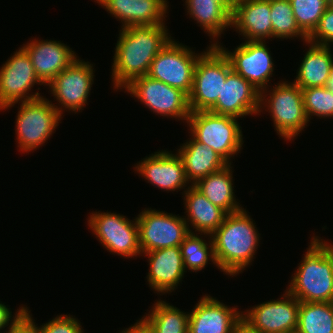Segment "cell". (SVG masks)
<instances>
[{
    "label": "cell",
    "instance_id": "cell-11",
    "mask_svg": "<svg viewBox=\"0 0 333 333\" xmlns=\"http://www.w3.org/2000/svg\"><path fill=\"white\" fill-rule=\"evenodd\" d=\"M35 84L46 86L36 75L26 50L19 47L0 68V111L42 97L38 91L32 92Z\"/></svg>",
    "mask_w": 333,
    "mask_h": 333
},
{
    "label": "cell",
    "instance_id": "cell-16",
    "mask_svg": "<svg viewBox=\"0 0 333 333\" xmlns=\"http://www.w3.org/2000/svg\"><path fill=\"white\" fill-rule=\"evenodd\" d=\"M142 160L133 168L137 171L136 174L144 177L145 181L156 188L169 192L181 189L185 191L190 187L183 160L177 152L173 154L171 151L160 150Z\"/></svg>",
    "mask_w": 333,
    "mask_h": 333
},
{
    "label": "cell",
    "instance_id": "cell-32",
    "mask_svg": "<svg viewBox=\"0 0 333 333\" xmlns=\"http://www.w3.org/2000/svg\"><path fill=\"white\" fill-rule=\"evenodd\" d=\"M299 28L309 37L317 28L330 0H289Z\"/></svg>",
    "mask_w": 333,
    "mask_h": 333
},
{
    "label": "cell",
    "instance_id": "cell-34",
    "mask_svg": "<svg viewBox=\"0 0 333 333\" xmlns=\"http://www.w3.org/2000/svg\"><path fill=\"white\" fill-rule=\"evenodd\" d=\"M81 322L72 315H57L47 323L37 326L38 333H84Z\"/></svg>",
    "mask_w": 333,
    "mask_h": 333
},
{
    "label": "cell",
    "instance_id": "cell-25",
    "mask_svg": "<svg viewBox=\"0 0 333 333\" xmlns=\"http://www.w3.org/2000/svg\"><path fill=\"white\" fill-rule=\"evenodd\" d=\"M188 139L177 149V153L183 160L185 175L191 185L228 165L211 147L200 143L192 136Z\"/></svg>",
    "mask_w": 333,
    "mask_h": 333
},
{
    "label": "cell",
    "instance_id": "cell-23",
    "mask_svg": "<svg viewBox=\"0 0 333 333\" xmlns=\"http://www.w3.org/2000/svg\"><path fill=\"white\" fill-rule=\"evenodd\" d=\"M182 193L186 210L184 213H187L183 217L190 233L211 235L224 222L228 213L212 204L194 185Z\"/></svg>",
    "mask_w": 333,
    "mask_h": 333
},
{
    "label": "cell",
    "instance_id": "cell-43",
    "mask_svg": "<svg viewBox=\"0 0 333 333\" xmlns=\"http://www.w3.org/2000/svg\"><path fill=\"white\" fill-rule=\"evenodd\" d=\"M234 5L241 2V1H245V0H230Z\"/></svg>",
    "mask_w": 333,
    "mask_h": 333
},
{
    "label": "cell",
    "instance_id": "cell-41",
    "mask_svg": "<svg viewBox=\"0 0 333 333\" xmlns=\"http://www.w3.org/2000/svg\"><path fill=\"white\" fill-rule=\"evenodd\" d=\"M327 87H328V88L332 91V93H333V70H332L331 76H330V78H329V81H328Z\"/></svg>",
    "mask_w": 333,
    "mask_h": 333
},
{
    "label": "cell",
    "instance_id": "cell-15",
    "mask_svg": "<svg viewBox=\"0 0 333 333\" xmlns=\"http://www.w3.org/2000/svg\"><path fill=\"white\" fill-rule=\"evenodd\" d=\"M299 306L300 301L285 290L279 299H272L243 311L242 319L260 333L296 331Z\"/></svg>",
    "mask_w": 333,
    "mask_h": 333
},
{
    "label": "cell",
    "instance_id": "cell-39",
    "mask_svg": "<svg viewBox=\"0 0 333 333\" xmlns=\"http://www.w3.org/2000/svg\"><path fill=\"white\" fill-rule=\"evenodd\" d=\"M234 333H260L258 330L253 329L243 319L236 325Z\"/></svg>",
    "mask_w": 333,
    "mask_h": 333
},
{
    "label": "cell",
    "instance_id": "cell-8",
    "mask_svg": "<svg viewBox=\"0 0 333 333\" xmlns=\"http://www.w3.org/2000/svg\"><path fill=\"white\" fill-rule=\"evenodd\" d=\"M88 226L101 245L112 254L124 258L142 256L138 222L116 212L95 211L88 216Z\"/></svg>",
    "mask_w": 333,
    "mask_h": 333
},
{
    "label": "cell",
    "instance_id": "cell-38",
    "mask_svg": "<svg viewBox=\"0 0 333 333\" xmlns=\"http://www.w3.org/2000/svg\"><path fill=\"white\" fill-rule=\"evenodd\" d=\"M121 333H154V331L152 327L143 318H141L129 328H124Z\"/></svg>",
    "mask_w": 333,
    "mask_h": 333
},
{
    "label": "cell",
    "instance_id": "cell-27",
    "mask_svg": "<svg viewBox=\"0 0 333 333\" xmlns=\"http://www.w3.org/2000/svg\"><path fill=\"white\" fill-rule=\"evenodd\" d=\"M232 164L223 169L210 173L193 184L214 205L222 208L228 214L243 209L236 200Z\"/></svg>",
    "mask_w": 333,
    "mask_h": 333
},
{
    "label": "cell",
    "instance_id": "cell-36",
    "mask_svg": "<svg viewBox=\"0 0 333 333\" xmlns=\"http://www.w3.org/2000/svg\"><path fill=\"white\" fill-rule=\"evenodd\" d=\"M25 309L26 306H20L12 315L10 308L0 301V333H7L25 314ZM5 327H8L6 328L8 330L2 332L1 330H4Z\"/></svg>",
    "mask_w": 333,
    "mask_h": 333
},
{
    "label": "cell",
    "instance_id": "cell-28",
    "mask_svg": "<svg viewBox=\"0 0 333 333\" xmlns=\"http://www.w3.org/2000/svg\"><path fill=\"white\" fill-rule=\"evenodd\" d=\"M155 301L148 314L142 317L154 333H188L189 312L161 299Z\"/></svg>",
    "mask_w": 333,
    "mask_h": 333
},
{
    "label": "cell",
    "instance_id": "cell-1",
    "mask_svg": "<svg viewBox=\"0 0 333 333\" xmlns=\"http://www.w3.org/2000/svg\"><path fill=\"white\" fill-rule=\"evenodd\" d=\"M165 25H140L120 29L112 63L114 91L147 75L151 62L173 38Z\"/></svg>",
    "mask_w": 333,
    "mask_h": 333
},
{
    "label": "cell",
    "instance_id": "cell-37",
    "mask_svg": "<svg viewBox=\"0 0 333 333\" xmlns=\"http://www.w3.org/2000/svg\"><path fill=\"white\" fill-rule=\"evenodd\" d=\"M26 306L25 314L21 317V319L13 325L11 329L7 333H38L37 327L35 325V320L30 314L31 311Z\"/></svg>",
    "mask_w": 333,
    "mask_h": 333
},
{
    "label": "cell",
    "instance_id": "cell-26",
    "mask_svg": "<svg viewBox=\"0 0 333 333\" xmlns=\"http://www.w3.org/2000/svg\"><path fill=\"white\" fill-rule=\"evenodd\" d=\"M184 1V0H183ZM187 14L211 37V45L218 44V38L231 28V12L215 0H185ZM217 38V39H216ZM217 40V41H216Z\"/></svg>",
    "mask_w": 333,
    "mask_h": 333
},
{
    "label": "cell",
    "instance_id": "cell-22",
    "mask_svg": "<svg viewBox=\"0 0 333 333\" xmlns=\"http://www.w3.org/2000/svg\"><path fill=\"white\" fill-rule=\"evenodd\" d=\"M168 0H108L102 7L119 21L121 28L166 25Z\"/></svg>",
    "mask_w": 333,
    "mask_h": 333
},
{
    "label": "cell",
    "instance_id": "cell-44",
    "mask_svg": "<svg viewBox=\"0 0 333 333\" xmlns=\"http://www.w3.org/2000/svg\"><path fill=\"white\" fill-rule=\"evenodd\" d=\"M283 333H297L296 331H288V332H283Z\"/></svg>",
    "mask_w": 333,
    "mask_h": 333
},
{
    "label": "cell",
    "instance_id": "cell-14",
    "mask_svg": "<svg viewBox=\"0 0 333 333\" xmlns=\"http://www.w3.org/2000/svg\"><path fill=\"white\" fill-rule=\"evenodd\" d=\"M228 57L232 70L249 81L260 92L271 86L274 61L266 41H245L234 51L227 50L221 43L216 44Z\"/></svg>",
    "mask_w": 333,
    "mask_h": 333
},
{
    "label": "cell",
    "instance_id": "cell-18",
    "mask_svg": "<svg viewBox=\"0 0 333 333\" xmlns=\"http://www.w3.org/2000/svg\"><path fill=\"white\" fill-rule=\"evenodd\" d=\"M260 91L233 70L227 75L217 102L208 110L218 115L243 118L259 114Z\"/></svg>",
    "mask_w": 333,
    "mask_h": 333
},
{
    "label": "cell",
    "instance_id": "cell-5",
    "mask_svg": "<svg viewBox=\"0 0 333 333\" xmlns=\"http://www.w3.org/2000/svg\"><path fill=\"white\" fill-rule=\"evenodd\" d=\"M238 118L210 111L191 112L187 125L195 140L211 147L228 164L243 149V134Z\"/></svg>",
    "mask_w": 333,
    "mask_h": 333
},
{
    "label": "cell",
    "instance_id": "cell-42",
    "mask_svg": "<svg viewBox=\"0 0 333 333\" xmlns=\"http://www.w3.org/2000/svg\"><path fill=\"white\" fill-rule=\"evenodd\" d=\"M108 0H94V2L98 3V5L103 6Z\"/></svg>",
    "mask_w": 333,
    "mask_h": 333
},
{
    "label": "cell",
    "instance_id": "cell-13",
    "mask_svg": "<svg viewBox=\"0 0 333 333\" xmlns=\"http://www.w3.org/2000/svg\"><path fill=\"white\" fill-rule=\"evenodd\" d=\"M80 59L78 57L46 85L49 86L54 100L59 102L58 105L52 104L61 115L63 110L67 112V109L69 112H81L87 104L94 83L95 70L93 64Z\"/></svg>",
    "mask_w": 333,
    "mask_h": 333
},
{
    "label": "cell",
    "instance_id": "cell-33",
    "mask_svg": "<svg viewBox=\"0 0 333 333\" xmlns=\"http://www.w3.org/2000/svg\"><path fill=\"white\" fill-rule=\"evenodd\" d=\"M301 90L304 109L309 121L314 115L319 119L333 117V93L327 86Z\"/></svg>",
    "mask_w": 333,
    "mask_h": 333
},
{
    "label": "cell",
    "instance_id": "cell-30",
    "mask_svg": "<svg viewBox=\"0 0 333 333\" xmlns=\"http://www.w3.org/2000/svg\"><path fill=\"white\" fill-rule=\"evenodd\" d=\"M205 235V236H201ZM190 233L180 244L181 255L184 261L185 270L199 272L213 262L217 266L214 254V245L210 234ZM210 238H209V237ZM205 237H208L206 242ZM210 239V241H209Z\"/></svg>",
    "mask_w": 333,
    "mask_h": 333
},
{
    "label": "cell",
    "instance_id": "cell-2",
    "mask_svg": "<svg viewBox=\"0 0 333 333\" xmlns=\"http://www.w3.org/2000/svg\"><path fill=\"white\" fill-rule=\"evenodd\" d=\"M246 209L229 213L211 234L218 269L223 274L237 276L254 261L260 243V233Z\"/></svg>",
    "mask_w": 333,
    "mask_h": 333
},
{
    "label": "cell",
    "instance_id": "cell-12",
    "mask_svg": "<svg viewBox=\"0 0 333 333\" xmlns=\"http://www.w3.org/2000/svg\"><path fill=\"white\" fill-rule=\"evenodd\" d=\"M141 253L180 246L190 234L184 217L156 209H144L136 217Z\"/></svg>",
    "mask_w": 333,
    "mask_h": 333
},
{
    "label": "cell",
    "instance_id": "cell-6",
    "mask_svg": "<svg viewBox=\"0 0 333 333\" xmlns=\"http://www.w3.org/2000/svg\"><path fill=\"white\" fill-rule=\"evenodd\" d=\"M43 97L19 102L21 104L15 121L19 152L29 154L44 146L63 118L51 100Z\"/></svg>",
    "mask_w": 333,
    "mask_h": 333
},
{
    "label": "cell",
    "instance_id": "cell-29",
    "mask_svg": "<svg viewBox=\"0 0 333 333\" xmlns=\"http://www.w3.org/2000/svg\"><path fill=\"white\" fill-rule=\"evenodd\" d=\"M297 333H333V302H300Z\"/></svg>",
    "mask_w": 333,
    "mask_h": 333
},
{
    "label": "cell",
    "instance_id": "cell-31",
    "mask_svg": "<svg viewBox=\"0 0 333 333\" xmlns=\"http://www.w3.org/2000/svg\"><path fill=\"white\" fill-rule=\"evenodd\" d=\"M270 18L273 39H294L308 41V36L299 28L289 0H270Z\"/></svg>",
    "mask_w": 333,
    "mask_h": 333
},
{
    "label": "cell",
    "instance_id": "cell-24",
    "mask_svg": "<svg viewBox=\"0 0 333 333\" xmlns=\"http://www.w3.org/2000/svg\"><path fill=\"white\" fill-rule=\"evenodd\" d=\"M305 44L309 49L301 60L293 82L301 89L327 86L333 70L331 46L317 45L309 41Z\"/></svg>",
    "mask_w": 333,
    "mask_h": 333
},
{
    "label": "cell",
    "instance_id": "cell-17",
    "mask_svg": "<svg viewBox=\"0 0 333 333\" xmlns=\"http://www.w3.org/2000/svg\"><path fill=\"white\" fill-rule=\"evenodd\" d=\"M211 295H203L189 312L188 333H234L242 312Z\"/></svg>",
    "mask_w": 333,
    "mask_h": 333
},
{
    "label": "cell",
    "instance_id": "cell-19",
    "mask_svg": "<svg viewBox=\"0 0 333 333\" xmlns=\"http://www.w3.org/2000/svg\"><path fill=\"white\" fill-rule=\"evenodd\" d=\"M22 47L30 56L36 75L45 85L78 57L69 46L56 40L35 38Z\"/></svg>",
    "mask_w": 333,
    "mask_h": 333
},
{
    "label": "cell",
    "instance_id": "cell-20",
    "mask_svg": "<svg viewBox=\"0 0 333 333\" xmlns=\"http://www.w3.org/2000/svg\"><path fill=\"white\" fill-rule=\"evenodd\" d=\"M148 256L147 282L154 293H172L178 288L185 270L180 246L161 248L142 253ZM179 284V285H178Z\"/></svg>",
    "mask_w": 333,
    "mask_h": 333
},
{
    "label": "cell",
    "instance_id": "cell-9",
    "mask_svg": "<svg viewBox=\"0 0 333 333\" xmlns=\"http://www.w3.org/2000/svg\"><path fill=\"white\" fill-rule=\"evenodd\" d=\"M204 52L197 54L172 38L151 62L147 76L180 89L189 96L197 61Z\"/></svg>",
    "mask_w": 333,
    "mask_h": 333
},
{
    "label": "cell",
    "instance_id": "cell-4",
    "mask_svg": "<svg viewBox=\"0 0 333 333\" xmlns=\"http://www.w3.org/2000/svg\"><path fill=\"white\" fill-rule=\"evenodd\" d=\"M276 84L269 91L266 88L260 92L259 113L267 110L277 134L285 141H291L310 122L304 109L302 90L286 80Z\"/></svg>",
    "mask_w": 333,
    "mask_h": 333
},
{
    "label": "cell",
    "instance_id": "cell-10",
    "mask_svg": "<svg viewBox=\"0 0 333 333\" xmlns=\"http://www.w3.org/2000/svg\"><path fill=\"white\" fill-rule=\"evenodd\" d=\"M123 89L157 115L187 122L191 114L186 93L147 75L135 78Z\"/></svg>",
    "mask_w": 333,
    "mask_h": 333
},
{
    "label": "cell",
    "instance_id": "cell-3",
    "mask_svg": "<svg viewBox=\"0 0 333 333\" xmlns=\"http://www.w3.org/2000/svg\"><path fill=\"white\" fill-rule=\"evenodd\" d=\"M286 290L300 302H333V244L312 236Z\"/></svg>",
    "mask_w": 333,
    "mask_h": 333
},
{
    "label": "cell",
    "instance_id": "cell-35",
    "mask_svg": "<svg viewBox=\"0 0 333 333\" xmlns=\"http://www.w3.org/2000/svg\"><path fill=\"white\" fill-rule=\"evenodd\" d=\"M308 41L317 45L333 44V5L330 3Z\"/></svg>",
    "mask_w": 333,
    "mask_h": 333
},
{
    "label": "cell",
    "instance_id": "cell-21",
    "mask_svg": "<svg viewBox=\"0 0 333 333\" xmlns=\"http://www.w3.org/2000/svg\"><path fill=\"white\" fill-rule=\"evenodd\" d=\"M232 27L244 41L273 39L270 0H245L235 4L231 14Z\"/></svg>",
    "mask_w": 333,
    "mask_h": 333
},
{
    "label": "cell",
    "instance_id": "cell-7",
    "mask_svg": "<svg viewBox=\"0 0 333 333\" xmlns=\"http://www.w3.org/2000/svg\"><path fill=\"white\" fill-rule=\"evenodd\" d=\"M208 47V48H207ZM199 57L189 94L191 112L208 111L221 95L227 75L232 71L228 57L217 45H209Z\"/></svg>",
    "mask_w": 333,
    "mask_h": 333
},
{
    "label": "cell",
    "instance_id": "cell-40",
    "mask_svg": "<svg viewBox=\"0 0 333 333\" xmlns=\"http://www.w3.org/2000/svg\"><path fill=\"white\" fill-rule=\"evenodd\" d=\"M217 2L222 3L231 13L234 9V4L230 0H215Z\"/></svg>",
    "mask_w": 333,
    "mask_h": 333
}]
</instances>
